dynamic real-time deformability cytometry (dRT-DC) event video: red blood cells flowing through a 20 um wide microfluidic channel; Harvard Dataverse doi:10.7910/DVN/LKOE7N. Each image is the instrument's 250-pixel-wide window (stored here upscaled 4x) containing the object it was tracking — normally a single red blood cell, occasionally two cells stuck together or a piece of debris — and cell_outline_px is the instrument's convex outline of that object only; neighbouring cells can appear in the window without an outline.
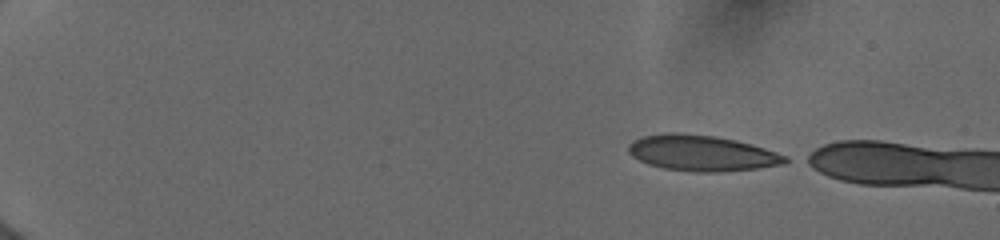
{"species": "human", "species_latin": "Homo sapiens", "temperature_condition": "cold", "stored_images_in_passage": 8, "camera_frame_rate_fps": 3000, "um_per_image_px": 0.085, "donor": {"sex": "female"}, "frame": {"image": 1, "passage_image": 1, "time_ms": 0.0, "image_size_px": [1000, 240], "cell_outline_px": [[792, 160], [784, 164], [756, 168], [716, 172], [696, 172], [664, 168], [648, 164], [632, 156], [628, 152], [628, 144], [632, 140], [644, 136], [664, 132], [680, 132], [716, 136], [736, 140], [764, 148], [788, 156]], "centroid_in_image_um": [59.65, 13.0], "position_along_channel_um": 25.4, "area_um2": 32.83}}